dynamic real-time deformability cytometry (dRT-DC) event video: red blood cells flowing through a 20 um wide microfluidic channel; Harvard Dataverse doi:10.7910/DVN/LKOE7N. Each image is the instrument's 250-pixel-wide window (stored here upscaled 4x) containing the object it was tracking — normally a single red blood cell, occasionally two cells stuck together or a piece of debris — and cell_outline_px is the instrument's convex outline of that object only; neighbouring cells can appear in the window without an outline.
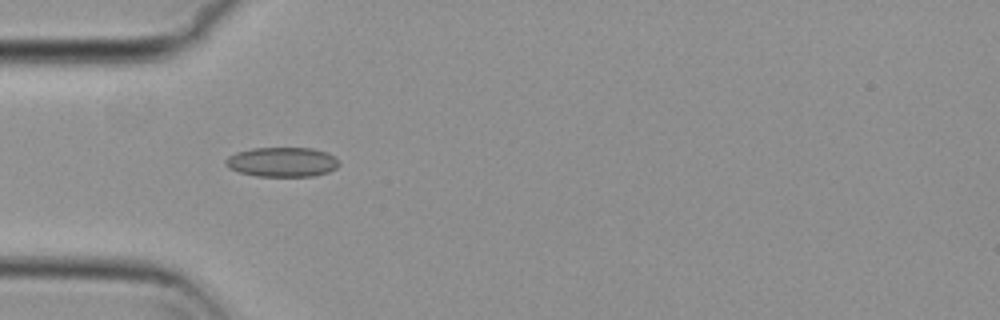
{"species": "common noctule bat (a hibernating species)", "species_latin": "Nyctalus noctula", "temperature_condition": "cold", "stored_images_in_passage": 7, "camera_frame_rate_fps": 3000, "um_per_image_px": 0.085, "animal": {"sex": "female", "body_mass_g": 29.2, "forearm_length_mm": 56.3}, "frame": {"image": 1, "passage_image": 1, "time_ms": 0.0, "image_size_px": [1000, 320], "cell_outline_px": [[340, 164], [336, 168], [328, 172], [312, 176], [256, 176], [240, 172], [228, 168], [224, 164], [224, 160], [228, 156], [236, 152], [252, 148], [312, 148], [324, 152], [332, 156]], "centroid_in_image_um": [23.92, 13.77], "position_along_channel_um": 61.1, "area_um2": 19.48}}
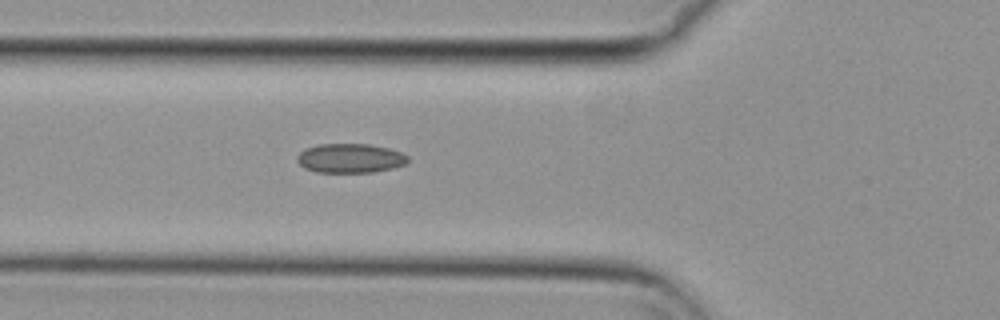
{"frame": {"image": 2, "passage_image": 4, "time_ms": 1.0, "image_size_px": [1000, 320], "cell_outline_px": [[408, 164], [392, 168], [372, 172], [316, 172], [304, 168], [296, 160], [296, 156], [304, 148], [316, 144], [368, 144], [388, 148], [400, 152], [408, 156]], "centroid_in_image_um": [29.74, 13.44], "position_along_channel_um": 96.1, "area_um2": 19.02}}
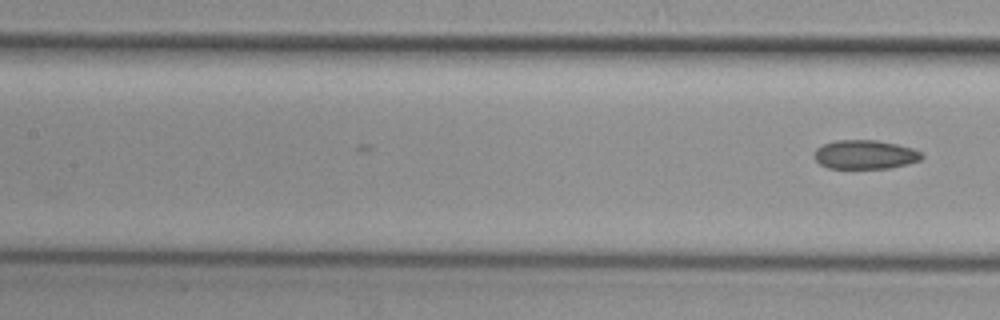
{"frame": {"image": 3, "passage_image": 7, "time_ms": 2.0, "image_size_px": [1000, 320], "cell_outline_px": [[924, 156], [920, 160], [908, 164], [888, 168], [828, 168], [820, 164], [812, 156], [816, 148], [824, 144], [836, 140], [876, 140], [896, 144], [912, 148], [920, 152]], "centroid_in_image_um": [73.5, 13.14], "position_along_channel_um": 133.9, "area_um2": 18.15}}